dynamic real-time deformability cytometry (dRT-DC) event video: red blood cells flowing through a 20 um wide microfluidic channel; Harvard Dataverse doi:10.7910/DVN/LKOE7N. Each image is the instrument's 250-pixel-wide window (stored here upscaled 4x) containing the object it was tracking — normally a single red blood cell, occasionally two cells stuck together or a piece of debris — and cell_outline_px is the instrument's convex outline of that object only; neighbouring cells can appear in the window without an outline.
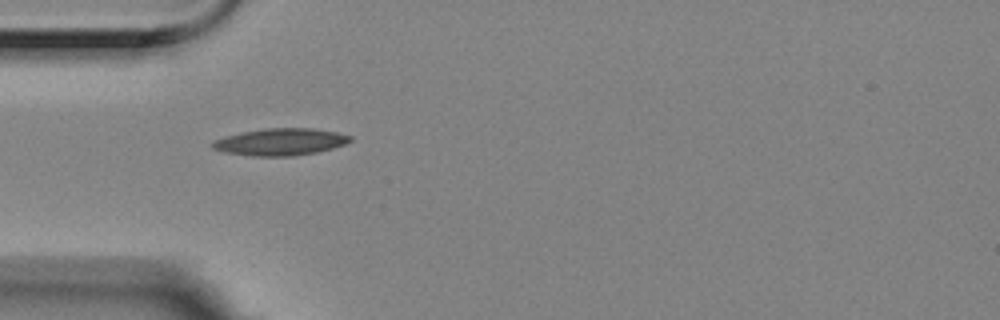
{"species": "Egyptian fruit bat (a non-hibernating species)", "species_latin": "Rousettus aegyptiacus", "temperature_condition": "room temperature", "stored_images_in_passage": 4, "camera_frame_rate_fps": 3000, "um_per_image_px": 0.085, "animal": {"sex": "female"}, "frame": {"image": 1, "passage_image": 1, "time_ms": 0.0, "image_size_px": [1000, 320], "cell_outline_px": [[352, 140], [344, 144], [332, 148], [316, 152], [292, 156], [252, 156], [224, 152], [212, 148], [208, 144], [212, 140], [224, 136], [240, 132], [264, 128], [312, 128], [336, 132], [352, 136]], "centroid_in_image_um": [23.76, 12.05], "position_along_channel_um": 61.2, "area_um2": 21.85}}
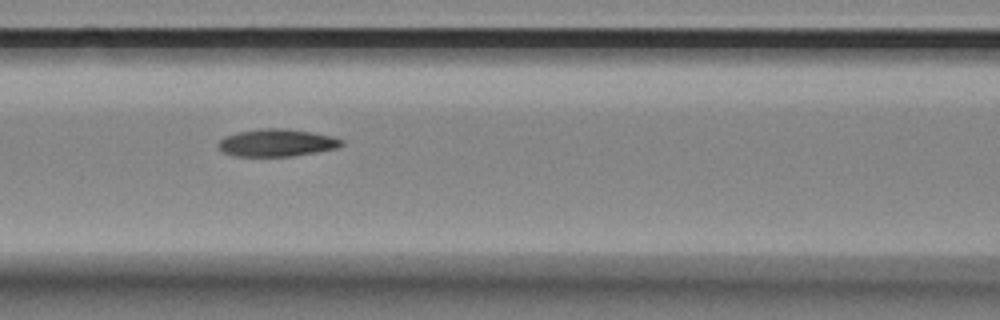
{"frame": {"image": 2, "passage_image": 3, "time_ms": 0.667, "image_size_px": [1000, 320], "cell_outline_px": [[344, 144], [336, 148], [316, 152], [292, 156], [232, 156], [224, 152], [216, 144], [224, 136], [240, 132], [260, 128], [284, 128], [312, 132], [332, 136], [344, 140]], "centroid_in_image_um": [23.53, 12.13], "position_along_channel_um": 143.1, "area_um2": 19.71}}
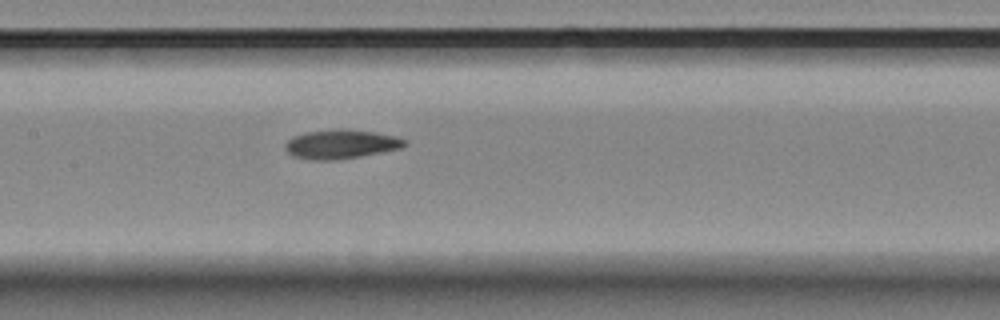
{"frame": {"image": 3, "passage_image": 4, "time_ms": 1.0, "image_size_px": [1000, 320], "cell_outline_px": [[408, 144], [400, 148], [360, 156], [336, 160], [312, 160], [292, 156], [284, 148], [284, 144], [292, 136], [304, 132], [340, 128], [372, 132], [396, 136], [408, 140]], "centroid_in_image_um": [28.95, 12.25], "position_along_channel_um": 178.5, "area_um2": 20.35}}